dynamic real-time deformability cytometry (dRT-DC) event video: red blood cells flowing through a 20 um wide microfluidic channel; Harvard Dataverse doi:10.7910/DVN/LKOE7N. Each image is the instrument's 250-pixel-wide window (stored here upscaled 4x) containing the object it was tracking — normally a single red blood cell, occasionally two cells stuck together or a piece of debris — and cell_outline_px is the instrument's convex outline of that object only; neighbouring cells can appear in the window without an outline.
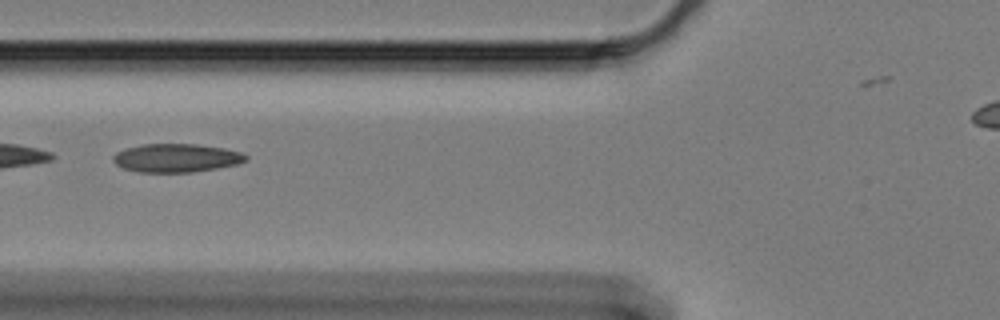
{"species": "Egyptian fruit bat (a non-hibernating species)", "species_latin": "Rousettus aegyptiacus", "temperature_condition": "cold", "stored_images_in_passage": 19, "camera_frame_rate_fps": 3000, "um_per_image_px": 0.085, "animal": {"sex": "female"}, "frame": {"image": 1, "passage_image": 4, "time_ms": 1.0, "image_size_px": [1000, 320], "cell_outline_px": [[248, 156], [244, 160], [236, 164], [216, 168], [192, 172], [140, 172], [124, 168], [116, 164], [112, 160], [112, 156], [116, 152], [124, 148], [144, 144], [196, 144], [224, 148], [240, 152]], "centroid_in_image_um": [14.93, 13.42], "position_along_channel_um": 110.9, "area_um2": 21.85}}
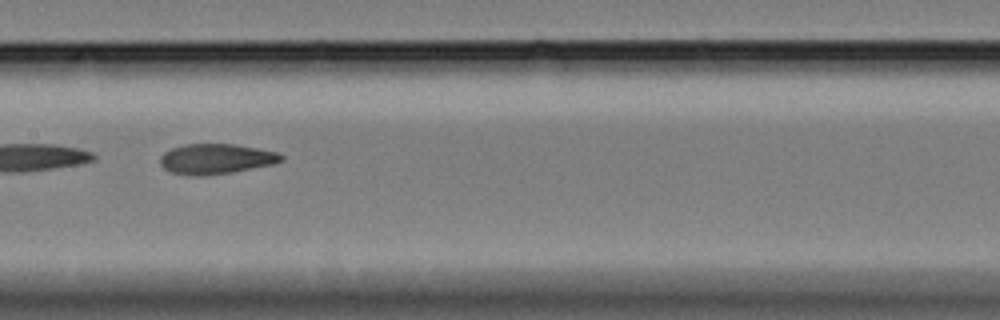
{"frame": {"image": 2, "passage_image": 11, "time_ms": 3.333, "image_size_px": [1000, 320], "cell_outline_px": [[284, 160], [272, 164], [232, 172], [200, 176], [172, 172], [164, 168], [160, 164], [160, 156], [164, 152], [172, 148], [184, 144], [236, 144], [276, 152], [284, 156]], "centroid_in_image_um": [18.35, 13.49], "position_along_channel_um": 189.0, "area_um2": 21.1}}